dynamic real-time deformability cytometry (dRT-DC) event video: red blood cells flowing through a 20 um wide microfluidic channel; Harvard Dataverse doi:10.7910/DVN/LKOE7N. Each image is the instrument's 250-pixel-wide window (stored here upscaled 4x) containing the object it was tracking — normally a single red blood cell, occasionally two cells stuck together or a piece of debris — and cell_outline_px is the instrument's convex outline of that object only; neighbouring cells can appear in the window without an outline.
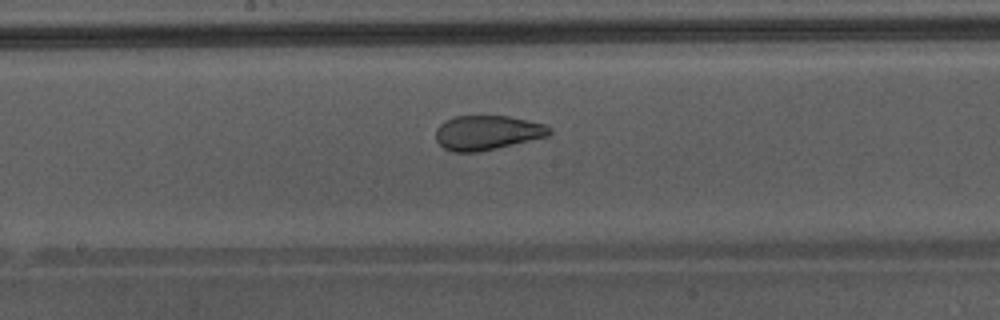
{"species": "Egyptian fruit bat (a non-hibernating species)", "species_latin": "Rousettus aegyptiacus", "temperature_condition": "warm", "stored_images_in_passage": 49, "camera_frame_rate_fps": 3000, "um_per_image_px": 0.085, "animal": {"sex": "male"}, "frame": {"image": 1, "passage_image": 28, "time_ms": 9.0, "image_size_px": [1000, 320], "cell_outline_px": [[552, 132], [548, 136], [496, 148], [476, 152], [452, 152], [444, 148], [436, 140], [436, 128], [444, 120], [456, 116], [508, 116], [544, 124], [552, 128]], "centroid_in_image_um": [41.39, 11.27], "position_along_channel_um": 206.8, "area_um2": 22.77}, "authors_computed_cell_mechanics": {"area_um2": 28.2642, "velocity_mm_per_s": 4.343, "shape_relaxation_time_tau1_ms": null, "shape_relaxation_time_tau2_ms": 0.8364, "deformation_change_tau1": null, "deformation_change_tau2": 0.0671}}